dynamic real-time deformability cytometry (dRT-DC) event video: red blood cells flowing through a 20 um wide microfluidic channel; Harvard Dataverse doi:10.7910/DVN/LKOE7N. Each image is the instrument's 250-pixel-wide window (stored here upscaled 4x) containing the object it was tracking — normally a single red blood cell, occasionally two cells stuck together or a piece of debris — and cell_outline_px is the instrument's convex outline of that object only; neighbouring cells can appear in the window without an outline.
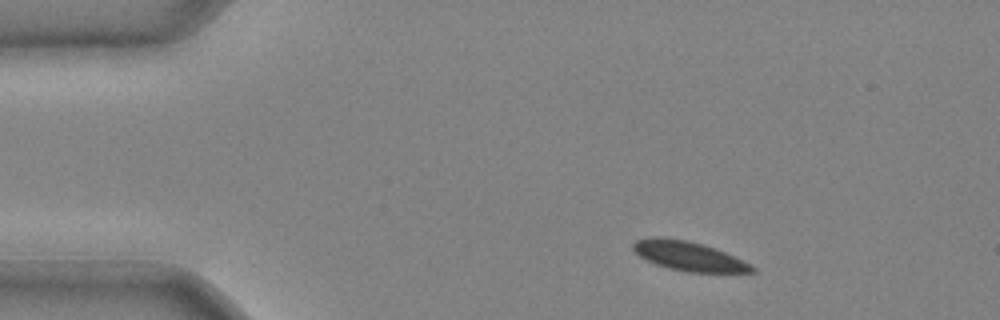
{"species": "common noctule bat (a hibernating species)", "species_latin": "Nyctalus noctula", "temperature_condition": "cold", "stored_images_in_passage": 37, "camera_frame_rate_fps": 3000, "um_per_image_px": 0.085, "animal": {"sex": "male", "body_mass_g": 20.4}, "frame": {"image": 1, "passage_image": 1, "time_ms": 0.0, "image_size_px": [1000, 320], "cell_outline_px": [[756, 272], [684, 272], [668, 268], [656, 264], [640, 256], [632, 248], [632, 244], [636, 240], [652, 236], [660, 236], [688, 240], [704, 244], [716, 248], [752, 264], [756, 268]], "centroid_in_image_um": [58.55, 21.75], "position_along_channel_um": 26.4, "area_um2": 20.52}}
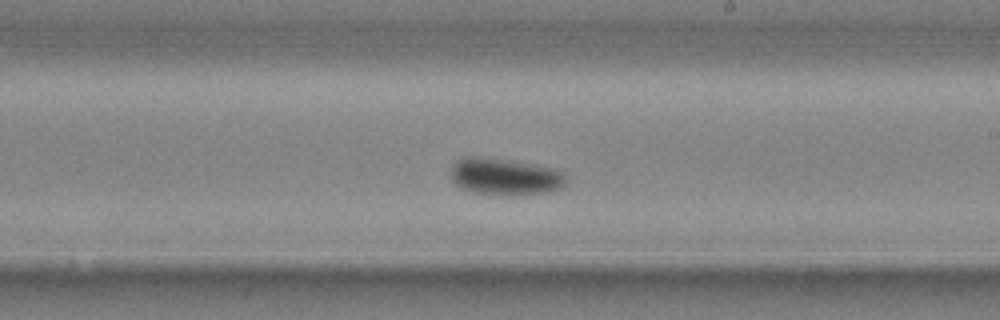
{"frame": {"image": 2, "passage_image": 20, "time_ms": 6.333, "image_size_px": [1000, 320], "cell_outline_px": [[568, 180], [564, 188], [552, 192], [512, 196], [500, 196], [472, 192], [460, 188], [452, 180], [448, 172], [452, 164], [456, 160], [468, 156], [532, 164], [552, 168], [564, 172]], "centroid_in_image_um": [42.93, 15.06], "position_along_channel_um": 246.1, "area_um2": 25.26}}
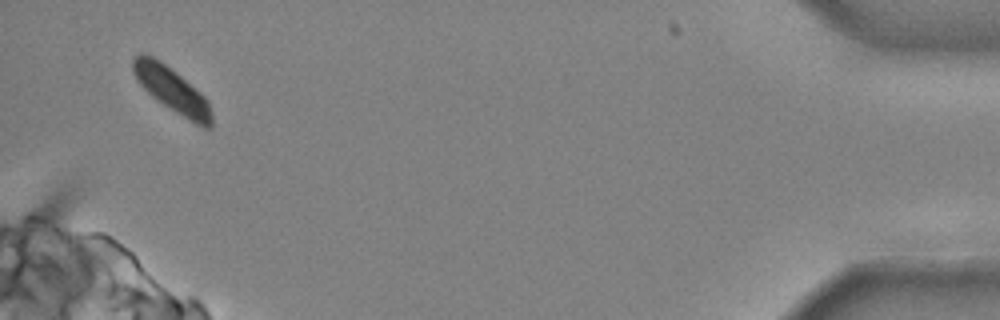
{"frame": {"image": 3, "passage_image": 36, "time_ms": 11.667, "image_size_px": [1000, 320], "cell_outline_px": [[212, 128], [204, 128], [196, 124], [156, 100], [136, 80], [132, 72], [132, 60], [140, 52], [152, 56], [160, 60], [176, 72], [200, 92], [208, 100], [212, 112]], "centroid_in_image_um": [14.61, 7.63], "position_along_channel_um": 420.6, "area_um2": 20.52}}